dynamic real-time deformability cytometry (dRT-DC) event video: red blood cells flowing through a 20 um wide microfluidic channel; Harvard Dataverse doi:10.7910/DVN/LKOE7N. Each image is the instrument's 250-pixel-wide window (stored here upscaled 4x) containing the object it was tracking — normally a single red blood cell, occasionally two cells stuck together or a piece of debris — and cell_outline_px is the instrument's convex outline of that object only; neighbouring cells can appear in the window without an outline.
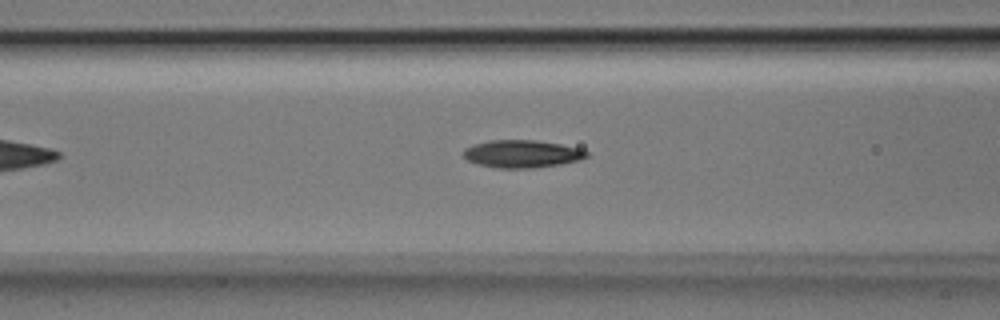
{"species": "Egyptian fruit bat (a non-hibernating species)", "species_latin": "Rousettus aegyptiacus", "temperature_condition": "room temperature", "stored_images_in_passage": 35, "camera_frame_rate_fps": 3000, "um_per_image_px": 0.085, "animal": {"sex": "male"}, "frame": {"image": 1, "passage_image": 11, "time_ms": 3.333, "image_size_px": [1000, 320], "cell_outline_px": [[588, 156], [580, 160], [560, 164], [532, 168], [496, 168], [476, 164], [468, 160], [464, 156], [464, 148], [472, 144], [488, 140], [536, 140], [560, 144], [580, 148], [588, 152]], "centroid_in_image_um": [44.35, 13.07], "position_along_channel_um": 122.2, "area_um2": 19.94}}
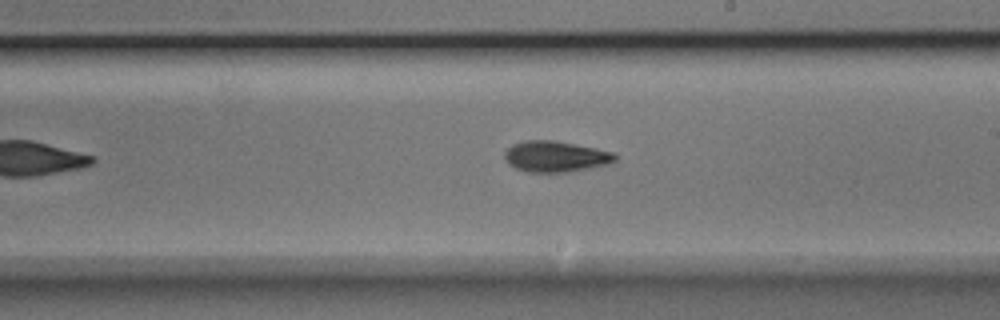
{"frame": {"image": 2, "passage_image": 20, "time_ms": 6.333, "image_size_px": [1000, 320], "cell_outline_px": [[616, 160], [608, 164], [568, 172], [528, 172], [516, 168], [508, 164], [504, 156], [504, 152], [512, 144], [524, 140], [556, 140], [616, 152]], "centroid_in_image_um": [47.22, 13.29], "position_along_channel_um": 241.8, "area_um2": 20.06}}
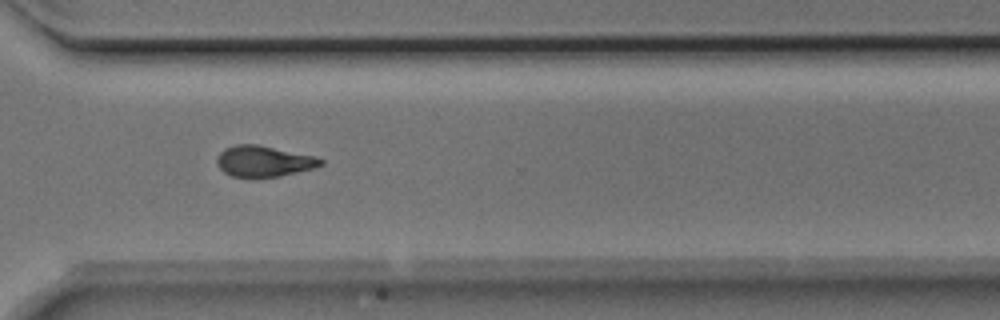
{"frame": {"image": 3, "passage_image": 28, "time_ms": 9.0, "image_size_px": [1000, 320], "cell_outline_px": [[324, 164], [312, 168], [280, 176], [232, 176], [224, 172], [216, 164], [216, 160], [220, 152], [224, 148], [236, 144], [256, 144], [312, 156], [324, 160]], "centroid_in_image_um": [22.37, 13.69], "position_along_channel_um": 348.2, "area_um2": 18.26}}